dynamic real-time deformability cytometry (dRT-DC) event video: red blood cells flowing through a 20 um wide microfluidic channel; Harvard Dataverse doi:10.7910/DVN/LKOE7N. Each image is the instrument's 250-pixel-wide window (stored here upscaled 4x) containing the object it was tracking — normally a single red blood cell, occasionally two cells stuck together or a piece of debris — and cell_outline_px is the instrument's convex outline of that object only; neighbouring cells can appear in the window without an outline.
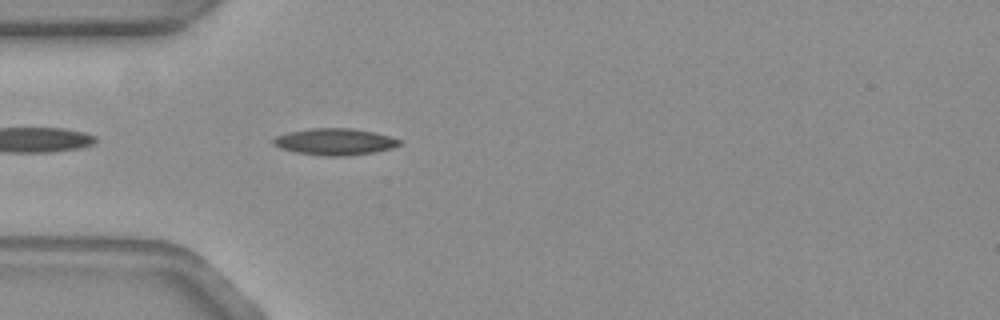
{"species": "common noctule bat (a hibernating species)", "species_latin": "Nyctalus noctula", "temperature_condition": "warm", "stored_images_in_passage": 18, "camera_frame_rate_fps": 3000, "um_per_image_px": 0.085, "animal": {"sex": "female", "body_mass_g": 19.3, "forearm_length_mm": 54.1}, "frame": {"image": 1, "passage_image": 3, "time_ms": 0.667, "image_size_px": [1000, 320], "cell_outline_px": [[400, 144], [392, 148], [376, 152], [348, 156], [328, 156], [296, 152], [280, 148], [272, 144], [272, 140], [276, 136], [288, 132], [312, 128], [348, 128], [372, 132], [388, 136], [400, 140]], "centroid_in_image_um": [28.43, 12.05], "position_along_channel_um": 56.6, "area_um2": 19.42}}
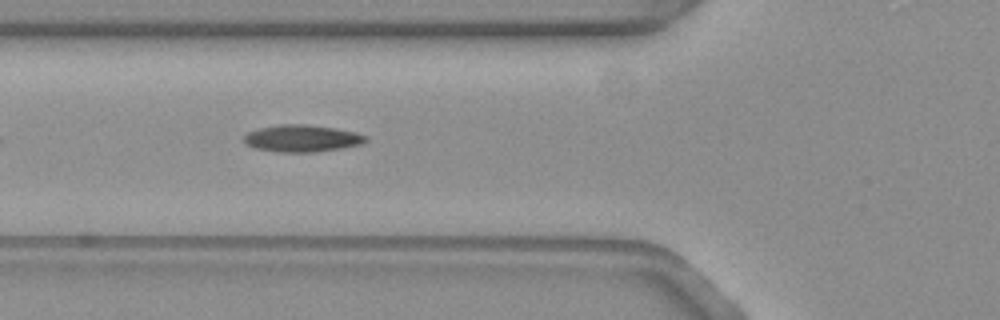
{"frame": {"image": 2, "passage_image": 7, "time_ms": 2.0, "image_size_px": [1000, 320], "cell_outline_px": [[368, 140], [360, 144], [344, 148], [316, 152], [276, 152], [256, 148], [244, 144], [244, 136], [248, 132], [260, 128], [280, 124], [304, 124], [336, 128], [356, 132], [368, 136]], "centroid_in_image_um": [25.69, 11.76], "position_along_channel_um": 100.1, "area_um2": 19.31}}
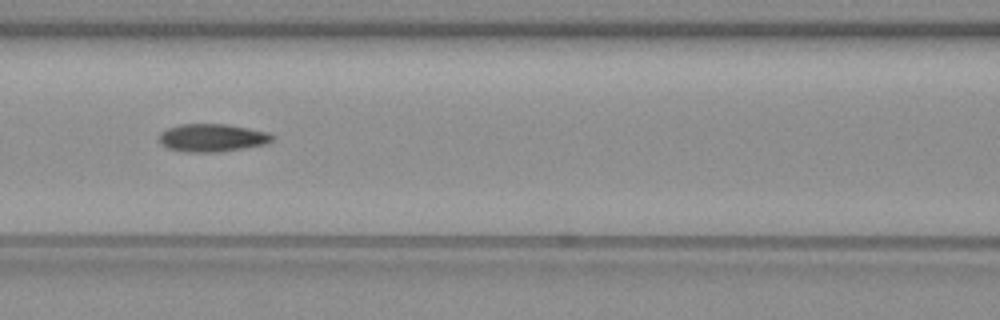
{"frame": {"image": 3, "passage_image": 11, "time_ms": 3.333, "image_size_px": [1000, 320], "cell_outline_px": [[272, 140], [264, 144], [220, 152], [188, 152], [168, 148], [160, 144], [160, 132], [168, 128], [180, 124], [228, 124], [268, 132], [272, 136]], "centroid_in_image_um": [18.0, 11.7], "position_along_channel_um": 148.6, "area_um2": 18.21}}